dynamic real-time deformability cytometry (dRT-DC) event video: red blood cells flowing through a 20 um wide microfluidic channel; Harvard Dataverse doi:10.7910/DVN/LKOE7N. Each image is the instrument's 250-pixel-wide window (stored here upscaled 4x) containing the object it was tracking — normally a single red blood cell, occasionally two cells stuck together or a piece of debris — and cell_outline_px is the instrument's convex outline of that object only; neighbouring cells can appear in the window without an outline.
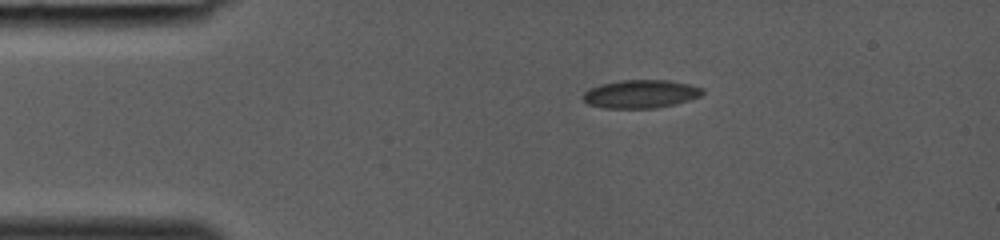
{"species": "common noctule bat (a hibernating species)", "species_latin": "Nyctalus noctula", "temperature_condition": "room temperature", "stored_images_in_passage": 31, "camera_frame_rate_fps": 3000, "um_per_image_px": 0.085, "animal": {"sex": "female", "body_mass_g": 19.0, "forearm_length_mm": 53.3}, "frame": {"image": 1, "passage_image": 1, "time_ms": 0.0, "image_size_px": [1000, 240], "cell_outline_px": [[704, 92], [700, 96], [688, 100], [656, 108], [604, 108], [588, 104], [584, 100], [584, 92], [588, 88], [600, 84], [620, 80], [668, 80], [688, 84], [704, 88]], "centroid_in_image_um": [54.44, 7.98], "position_along_channel_um": 30.6, "area_um2": 19.59}}
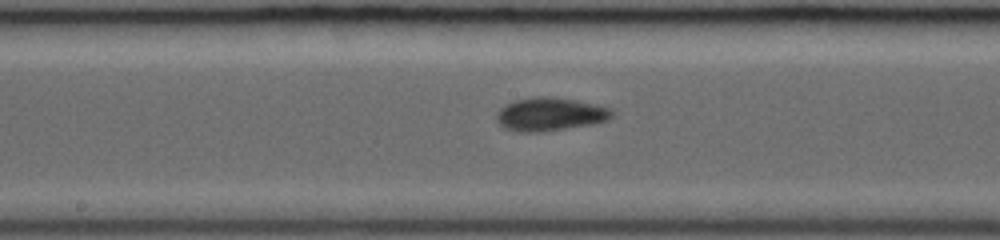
{"frame": {"image": 2, "passage_image": 14, "time_ms": 4.333, "image_size_px": [1000, 240], "cell_outline_px": [[612, 116], [608, 120], [592, 124], [540, 132], [520, 132], [504, 128], [496, 120], [496, 116], [500, 108], [516, 100], [540, 96], [544, 96], [576, 100], [596, 104], [612, 108]], "centroid_in_image_um": [46.77, 9.71], "position_along_channel_um": 201.4, "area_um2": 22.2}}
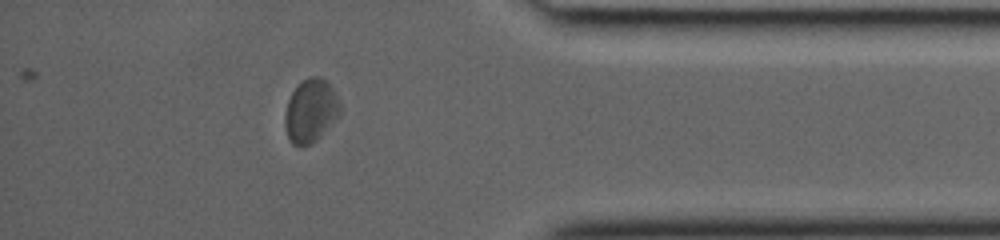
{"frame": {"image": 3, "passage_image": 27, "time_ms": 8.667, "image_size_px": [1000, 240], "cell_outline_px": [[344, 108], [340, 116], [316, 140], [308, 144], [292, 144], [288, 136], [284, 124], [284, 116], [288, 100], [292, 92], [304, 80], [312, 76], [320, 76], [332, 88]], "centroid_in_image_um": [26.45, 9.41], "position_along_channel_um": 408.8, "area_um2": 20.23}}